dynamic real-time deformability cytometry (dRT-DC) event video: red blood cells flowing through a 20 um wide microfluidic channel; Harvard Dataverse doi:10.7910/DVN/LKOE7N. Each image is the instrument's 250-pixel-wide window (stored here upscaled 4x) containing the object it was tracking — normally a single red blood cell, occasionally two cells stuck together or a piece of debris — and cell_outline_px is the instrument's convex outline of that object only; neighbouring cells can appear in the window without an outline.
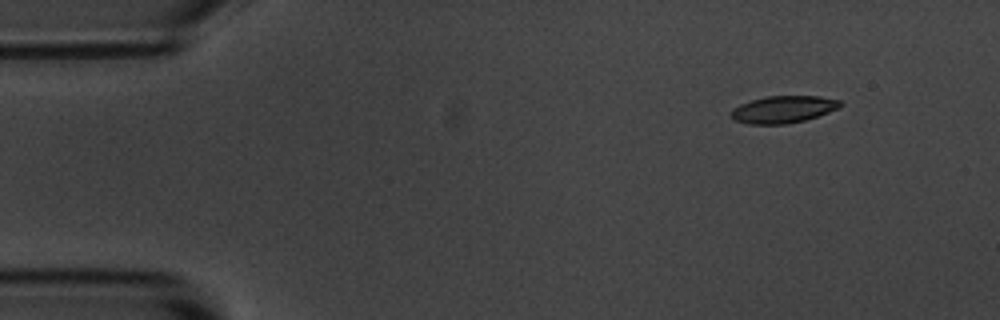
{"species": "common noctule bat (a hibernating species)", "species_latin": "Nyctalus noctula", "temperature_condition": "room temperature", "stored_images_in_passage": 4, "segment_of_instrument_passage": [2, 2], "camera_frame_rate_fps": 3000, "um_per_image_px": 0.085, "animal": {"sex": "male", "body_mass_g": 20.1, "forearm_length_mm": 53.5}, "frame": {"image": 1, "passage_image": 4, "time_ms": 4.333, "image_size_px": [1000, 320], "cell_outline_px": [[844, 104], [828, 112], [804, 120], [784, 124], [748, 124], [736, 120], [732, 116], [732, 108], [740, 104], [764, 96], [820, 96], [840, 100]], "centroid_in_image_um": [66.58, 9.28], "position_along_channel_um": 18.4, "area_um2": 17.05}}